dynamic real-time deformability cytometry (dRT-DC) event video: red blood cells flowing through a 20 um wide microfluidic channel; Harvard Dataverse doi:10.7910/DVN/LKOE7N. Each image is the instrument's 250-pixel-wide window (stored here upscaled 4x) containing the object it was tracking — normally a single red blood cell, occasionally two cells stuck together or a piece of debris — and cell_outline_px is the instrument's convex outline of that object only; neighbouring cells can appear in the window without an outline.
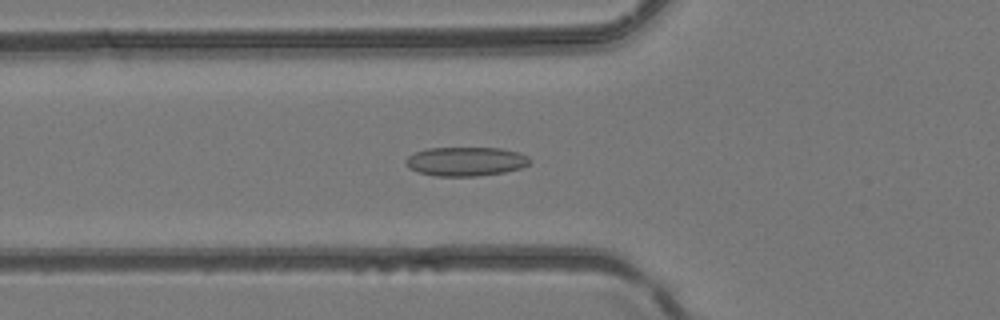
{"species": "common noctule bat (a hibernating species)", "species_latin": "Nyctalus noctula", "temperature_condition": "room temperature", "stored_images_in_passage": 47, "camera_frame_rate_fps": 3000, "um_per_image_px": 0.085, "animal": {"sex": "female", "body_mass_g": 24.6, "forearm_length_mm": 56.2}, "frame": {"image": 1, "passage_image": 17, "time_ms": 5.333, "image_size_px": [1000, 320], "cell_outline_px": [[532, 160], [528, 164], [520, 168], [504, 172], [476, 176], [436, 176], [420, 172], [408, 168], [404, 160], [408, 156], [416, 152], [428, 148], [500, 148], [520, 152], [528, 156]], "centroid_in_image_um": [39.6, 13.72], "position_along_channel_um": 86.2, "area_um2": 20.98}}
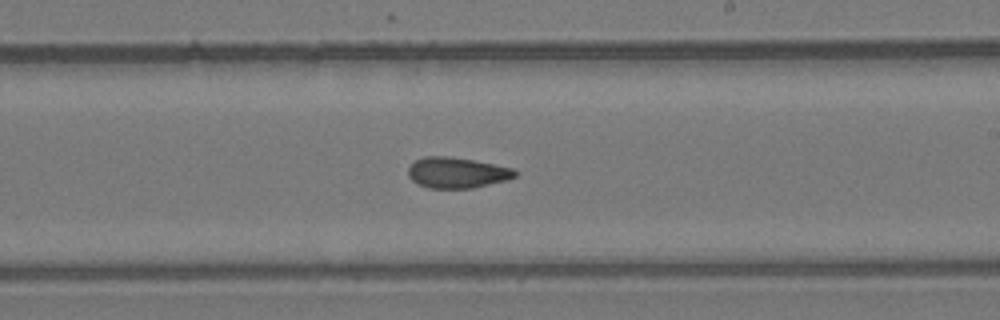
{"frame": {"image": 2, "passage_image": 28, "time_ms": 9.0, "image_size_px": [1000, 320], "cell_outline_px": [[520, 172], [516, 176], [508, 180], [472, 188], [428, 188], [416, 184], [408, 176], [408, 168], [416, 160], [424, 156], [448, 156], [472, 160], [512, 168]], "centroid_in_image_um": [38.84, 14.68], "position_along_channel_um": 250.2, "area_um2": 19.19}}
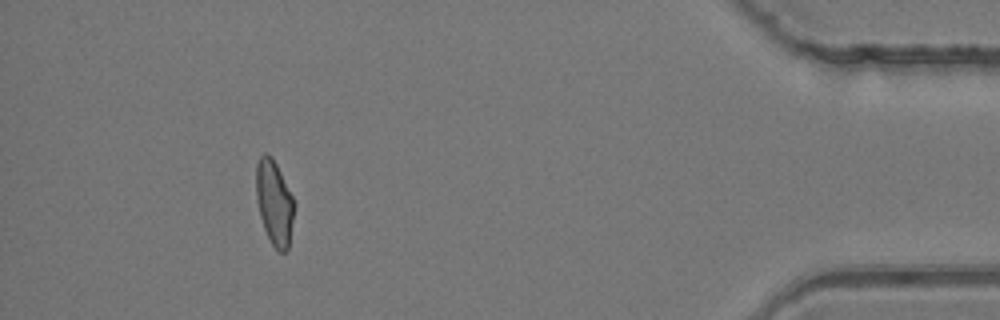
{"frame": {"image": 3, "passage_image": 43, "time_ms": 14.0, "image_size_px": [1000, 320], "cell_outline_px": [[296, 204], [288, 248], [284, 252], [280, 252], [272, 244], [264, 228], [260, 216], [256, 196], [256, 164], [260, 156], [264, 152], [268, 152], [272, 156]], "centroid_in_image_um": [23.32, 17.2], "position_along_channel_um": 411.9, "area_um2": 18.79}}